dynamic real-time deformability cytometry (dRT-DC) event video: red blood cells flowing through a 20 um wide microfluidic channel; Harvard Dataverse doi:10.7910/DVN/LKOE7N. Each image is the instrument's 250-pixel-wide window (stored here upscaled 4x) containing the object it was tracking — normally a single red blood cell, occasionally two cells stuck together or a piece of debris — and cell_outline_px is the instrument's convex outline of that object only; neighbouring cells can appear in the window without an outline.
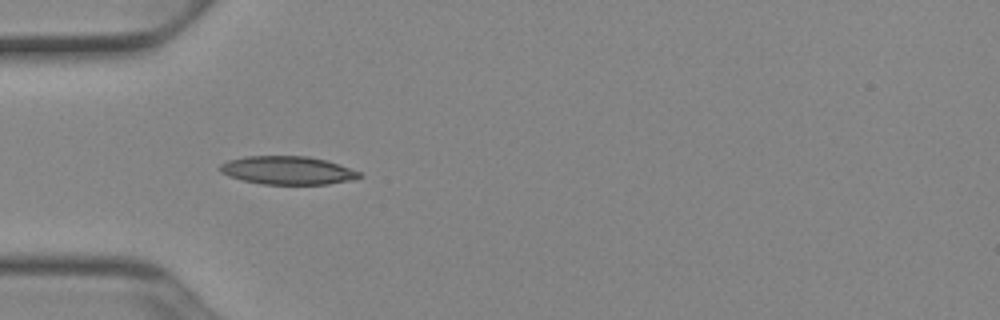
{"species": "Egyptian fruit bat (a non-hibernating species)", "species_latin": "Rousettus aegyptiacus", "temperature_condition": "cold", "stored_images_in_passage": 37, "camera_frame_rate_fps": 3000, "um_per_image_px": 0.085, "animal": {"sex": "female"}, "frame": {"image": 1, "passage_image": 1, "time_ms": 0.0, "image_size_px": [1000, 320], "cell_outline_px": [[364, 176], [352, 180], [328, 184], [264, 184], [244, 180], [228, 176], [220, 172], [220, 164], [228, 160], [248, 156], [308, 156], [324, 160], [360, 172]], "centroid_in_image_um": [24.43, 14.48], "position_along_channel_um": 60.6, "area_um2": 22.72}}
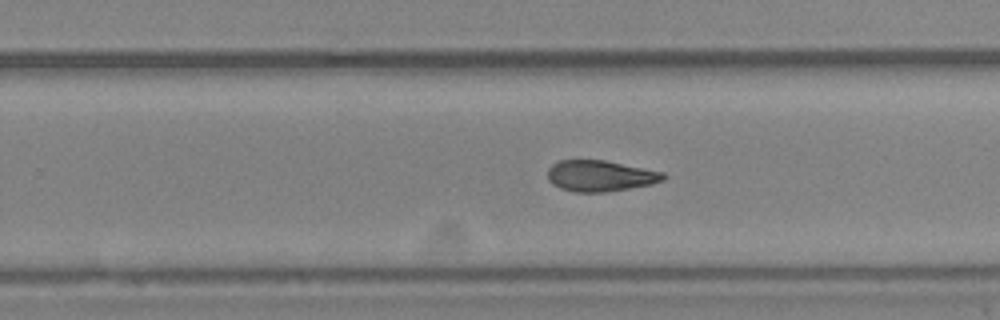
{"frame": {"image": 2, "passage_image": 18, "time_ms": 5.667, "image_size_px": [1000, 320], "cell_outline_px": [[668, 176], [664, 180], [652, 184], [604, 192], [576, 192], [560, 188], [552, 184], [548, 180], [548, 168], [552, 164], [560, 160], [604, 160], [664, 172]], "centroid_in_image_um": [51.02, 14.94], "position_along_channel_um": 278.8, "area_um2": 20.92}}
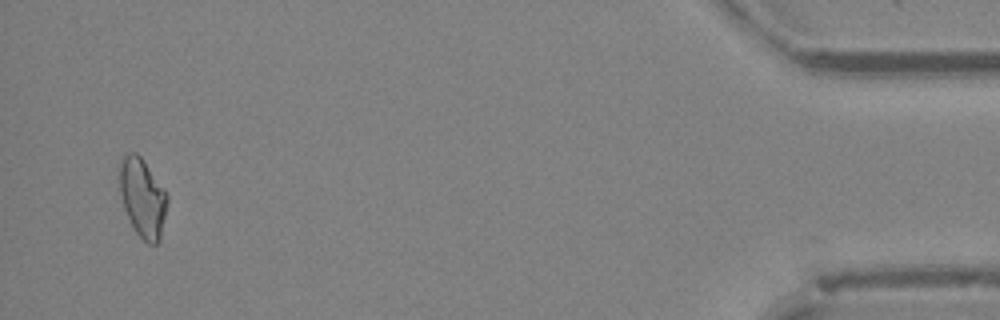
{"frame": {"image": 3, "passage_image": 35, "time_ms": 11.333, "image_size_px": [1000, 320], "cell_outline_px": [[168, 200], [160, 240], [156, 244], [148, 244], [136, 232], [124, 208], [120, 192], [120, 164], [124, 156], [128, 152], [136, 152], [144, 160], [168, 192]], "centroid_in_image_um": [12.15, 16.79], "position_along_channel_um": 423.0, "area_um2": 21.91}}